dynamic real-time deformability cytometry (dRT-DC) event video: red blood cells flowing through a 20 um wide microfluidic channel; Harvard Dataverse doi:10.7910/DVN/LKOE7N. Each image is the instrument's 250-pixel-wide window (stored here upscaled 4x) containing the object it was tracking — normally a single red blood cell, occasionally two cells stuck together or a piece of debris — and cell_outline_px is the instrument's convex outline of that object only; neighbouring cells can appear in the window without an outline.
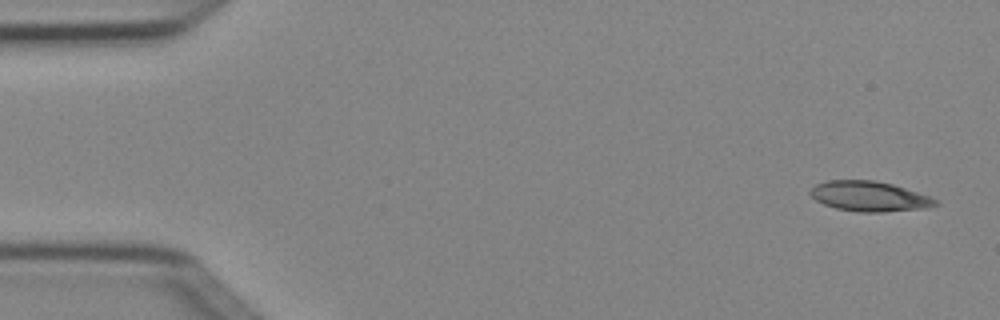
{"species": "Egyptian fruit bat (a non-hibernating species)", "species_latin": "Rousettus aegyptiacus", "temperature_condition": "cold", "stored_images_in_passage": 4, "camera_frame_rate_fps": 3000, "um_per_image_px": 0.085, "animal": {"sex": "female"}, "frame": {"image": 1, "passage_image": 1, "time_ms": 0.0, "image_size_px": [1000, 320], "cell_outline_px": [[940, 204], [928, 208], [884, 212], [856, 212], [836, 208], [824, 204], [816, 200], [808, 192], [816, 184], [828, 180], [876, 180], [892, 184], [940, 200]], "centroid_in_image_um": [73.92, 16.69], "position_along_channel_um": 11.1, "area_um2": 22.02}}
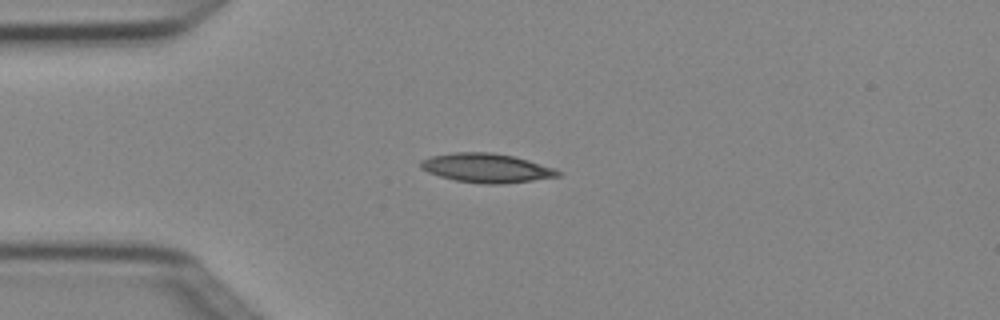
{"frame": {"image": 2, "passage_image": 4, "time_ms": 1.0, "image_size_px": [1000, 320], "cell_outline_px": [[564, 172], [560, 176], [532, 180], [500, 184], [480, 184], [456, 180], [440, 176], [428, 172], [420, 168], [420, 160], [432, 156], [452, 152], [492, 152], [512, 156], [528, 160]], "centroid_in_image_um": [41.33, 14.28], "position_along_channel_um": 43.7, "area_um2": 23.18}}